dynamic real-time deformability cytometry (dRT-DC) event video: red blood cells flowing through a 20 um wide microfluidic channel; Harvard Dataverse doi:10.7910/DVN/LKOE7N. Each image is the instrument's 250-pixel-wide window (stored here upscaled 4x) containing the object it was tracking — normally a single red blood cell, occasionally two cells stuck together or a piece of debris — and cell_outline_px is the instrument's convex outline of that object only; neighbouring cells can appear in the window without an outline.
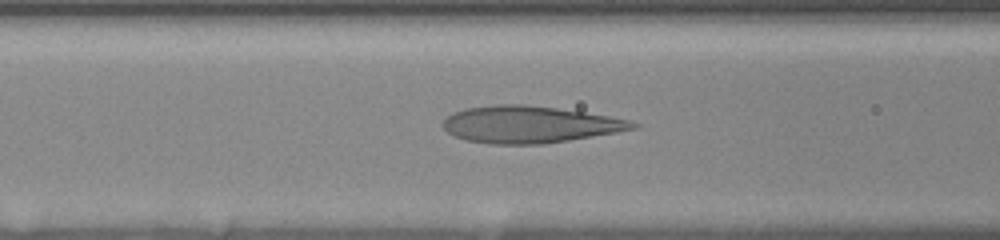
{"species": "human", "species_latin": "Homo sapiens", "temperature_condition": "room temperature", "stored_images_in_passage": 40, "camera_frame_rate_fps": 3000, "um_per_image_px": 0.085, "donor": {"sex": "female"}, "frame": {"image": 1, "passage_image": 14, "time_ms": 4.667, "image_size_px": [1000, 240], "cell_outline_px": [[640, 124], [636, 128], [616, 132], [544, 144], [492, 144], [464, 140], [448, 132], [440, 124], [452, 112], [464, 108], [496, 104], [524, 104], [556, 108], [584, 112], [608, 116], [628, 120]], "centroid_in_image_um": [44.96, 10.57], "position_along_channel_um": 121.6, "area_um2": 40.69}}
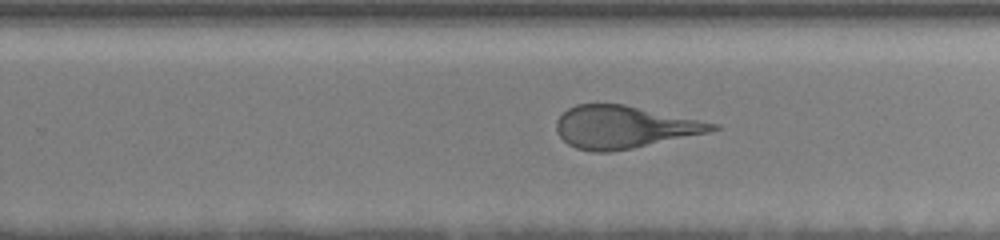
{"frame": {"image": 2, "passage_image": 27, "time_ms": 9.0, "image_size_px": [1000, 240], "cell_outline_px": [[720, 128], [708, 132], [632, 148], [612, 152], [592, 152], [576, 148], [568, 144], [556, 132], [556, 120], [568, 108], [576, 104], [624, 104], [720, 124]], "centroid_in_image_um": [53.01, 10.8], "position_along_channel_um": 276.8, "area_um2": 38.38}}
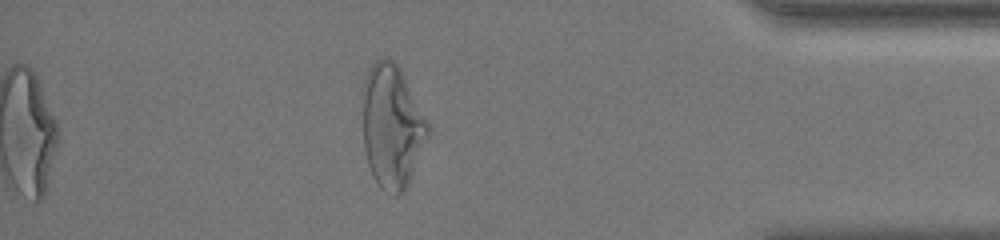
{"frame": {"image": 3, "passage_image": 40, "time_ms": 13.333, "image_size_px": [1000, 240], "cell_outline_px": [[432, 132], [408, 184], [404, 192], [400, 196], [392, 196], [384, 192], [376, 184], [372, 176], [368, 164], [364, 148], [360, 96], [360, 88], [372, 64], [376, 60], [392, 60], [400, 68], [428, 120], [432, 128]], "centroid_in_image_um": [33.31, 10.79], "position_along_channel_um": 401.9, "area_um2": 48.38}, "authors_computed_cell_mechanics": {"area_um2": 40.6912, "velocity_mm_per_s": 3.5821, "shape_relaxation_time_tau1_ms": 7.0224, "shape_relaxation_time_tau2_ms": 1.1764, "deformation_change_tau1": 0.238, "deformation_change_tau2": 0.1082}}